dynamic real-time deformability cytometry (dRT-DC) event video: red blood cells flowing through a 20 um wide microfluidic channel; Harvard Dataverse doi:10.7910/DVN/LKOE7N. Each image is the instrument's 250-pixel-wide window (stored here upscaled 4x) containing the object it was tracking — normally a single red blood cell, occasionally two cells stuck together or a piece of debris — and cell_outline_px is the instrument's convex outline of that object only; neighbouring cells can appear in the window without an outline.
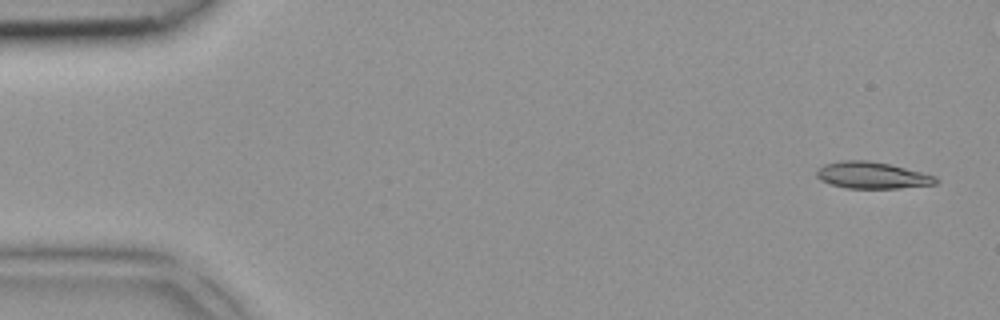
{"species": "common noctule bat (a hibernating species)", "species_latin": "Nyctalus noctula", "temperature_condition": "room temperature", "stored_images_in_passage": 4, "camera_frame_rate_fps": 3000, "um_per_image_px": 0.085, "animal": {"sex": "female", "body_mass_g": 18.4}, "frame": {"image": 1, "passage_image": 1, "time_ms": 0.0, "image_size_px": [1000, 320], "cell_outline_px": [[940, 180], [936, 184], [900, 188], [848, 188], [832, 184], [820, 180], [816, 176], [816, 168], [824, 164], [840, 160], [868, 160], [888, 164], [936, 176]], "centroid_in_image_um": [74.1, 14.89], "position_along_channel_um": 10.9, "area_um2": 18.5}}